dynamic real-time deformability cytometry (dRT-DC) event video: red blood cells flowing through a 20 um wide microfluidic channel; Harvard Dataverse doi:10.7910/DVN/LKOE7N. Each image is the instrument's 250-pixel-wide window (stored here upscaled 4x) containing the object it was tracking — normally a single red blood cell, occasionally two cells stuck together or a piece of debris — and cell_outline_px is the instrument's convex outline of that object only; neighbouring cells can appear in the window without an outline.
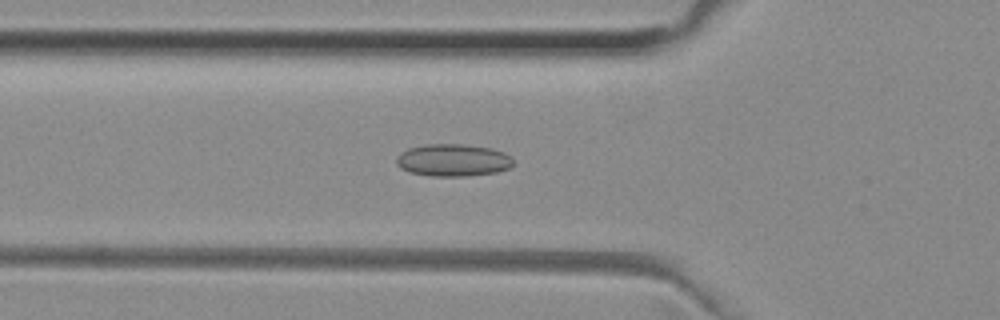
{"species": "common noctule bat (a hibernating species)", "species_latin": "Nyctalus noctula", "temperature_condition": "room temperature", "stored_images_in_passage": 51, "camera_frame_rate_fps": 3000, "um_per_image_px": 0.085, "animal": {"sex": "female", "body_mass_g": 29.2, "forearm_length_mm": 56.3}, "frame": {"image": 1, "passage_image": 17, "time_ms": 5.333, "image_size_px": [1000, 320], "cell_outline_px": [[512, 164], [508, 168], [492, 172], [452, 176], [440, 176], [412, 172], [404, 168], [396, 160], [404, 152], [412, 148], [440, 144], [444, 144], [488, 148], [500, 152], [508, 156], [512, 160]], "centroid_in_image_um": [38.53, 13.62], "position_along_channel_um": 87.3, "area_um2": 20.23}}
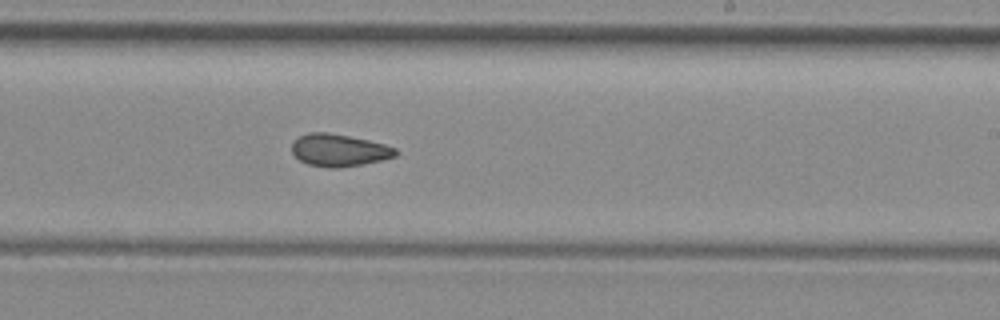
{"frame": {"image": 2, "passage_image": 30, "time_ms": 9.667, "image_size_px": [1000, 320], "cell_outline_px": [[396, 156], [380, 160], [360, 164], [308, 164], [300, 160], [292, 152], [292, 144], [300, 136], [312, 132], [320, 132], [348, 136], [384, 144], [396, 148]], "centroid_in_image_um": [28.82, 12.71], "position_along_channel_um": 260.2, "area_um2": 18.15}}
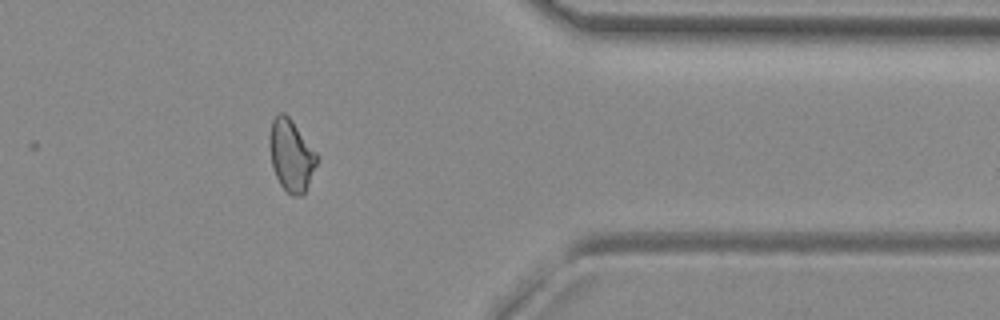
{"frame": {"image": 3, "passage_image": 41, "time_ms": 13.333, "image_size_px": [1000, 320], "cell_outline_px": [[316, 164], [304, 192], [288, 192], [280, 184], [276, 176], [272, 164], [272, 120], [280, 112], [288, 116], [316, 156]], "centroid_in_image_um": [24.74, 13.21], "position_along_channel_um": 386.7, "area_um2": 17.8}, "authors_computed_cell_mechanics": {"area_um2": 18.8428, "velocity_mm_per_s": 3.9778, "shape_relaxation_time_tau1_ms": null, "shape_relaxation_time_tau2_ms": 3.722, "deformation_change_tau1": null, "deformation_change_tau2": 0.1027}}